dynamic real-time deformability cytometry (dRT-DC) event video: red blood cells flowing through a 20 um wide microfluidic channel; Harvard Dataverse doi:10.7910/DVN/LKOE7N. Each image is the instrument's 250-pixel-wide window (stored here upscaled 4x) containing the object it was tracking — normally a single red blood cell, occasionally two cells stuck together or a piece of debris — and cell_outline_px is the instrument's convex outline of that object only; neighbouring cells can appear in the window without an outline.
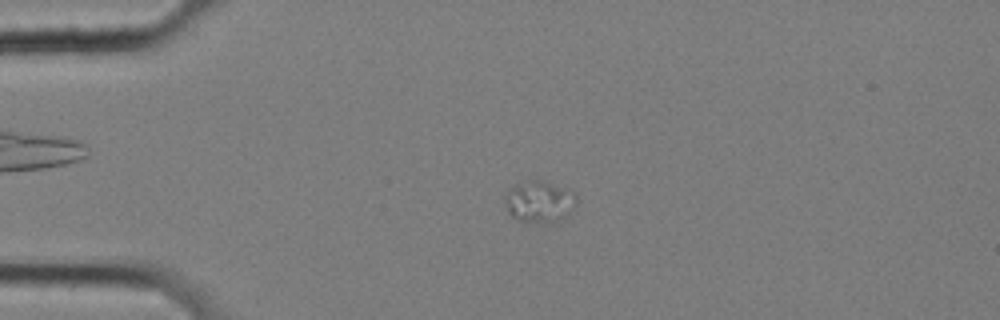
{"species": "common noctule bat (a hibernating species)", "species_latin": "Nyctalus noctula", "temperature_condition": "cold", "stored_images_in_passage": 6, "camera_frame_rate_fps": 3000, "um_per_image_px": 0.085, "animal": {"sex": "female", "body_mass_g": 25.1}, "frame": {"image": 1, "passage_image": 2, "time_ms": 0.333, "image_size_px": [1000, 320], "cell_outline_px": [[576, 204], [556, 224], [548, 224], [516, 220], [508, 212], [504, 204], [504, 196], [516, 184], [536, 176], [568, 188], [576, 192]], "centroid_in_image_um": [45.85, 17.1], "position_along_channel_um": 39.1, "area_um2": 18.15}}